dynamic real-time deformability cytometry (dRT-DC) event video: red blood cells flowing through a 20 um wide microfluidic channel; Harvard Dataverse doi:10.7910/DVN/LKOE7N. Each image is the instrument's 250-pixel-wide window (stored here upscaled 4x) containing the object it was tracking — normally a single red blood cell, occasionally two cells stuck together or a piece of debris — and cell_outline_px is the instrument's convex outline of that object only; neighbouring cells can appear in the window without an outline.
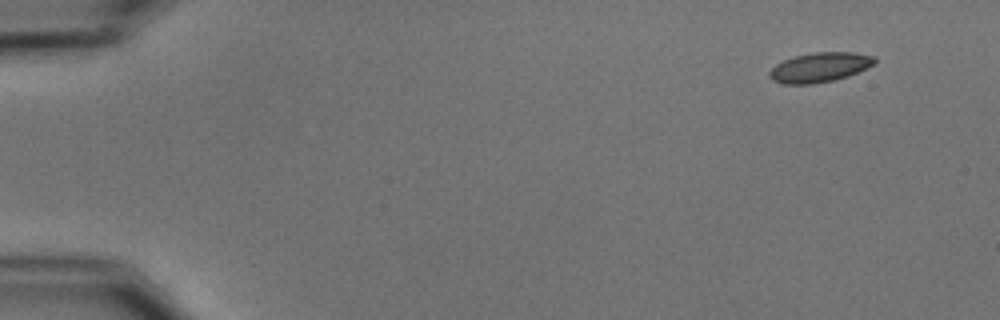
{"species": "common noctule bat (a hibernating species)", "species_latin": "Nyctalus noctula", "temperature_condition": "cold", "stored_images_in_passage": 43, "camera_frame_rate_fps": 3000, "um_per_image_px": 0.085, "animal": {"sex": "male", "body_mass_g": 15.6}, "frame": {"image": 1, "passage_image": 1, "time_ms": 0.0, "image_size_px": [1000, 320], "cell_outline_px": [[876, 64], [848, 76], [832, 80], [812, 84], [784, 84], [772, 80], [768, 76], [768, 72], [776, 64], [792, 56], [812, 52], [852, 52], [876, 56]], "centroid_in_image_um": [69.67, 5.71], "position_along_channel_um": 15.3, "area_um2": 18.32}}
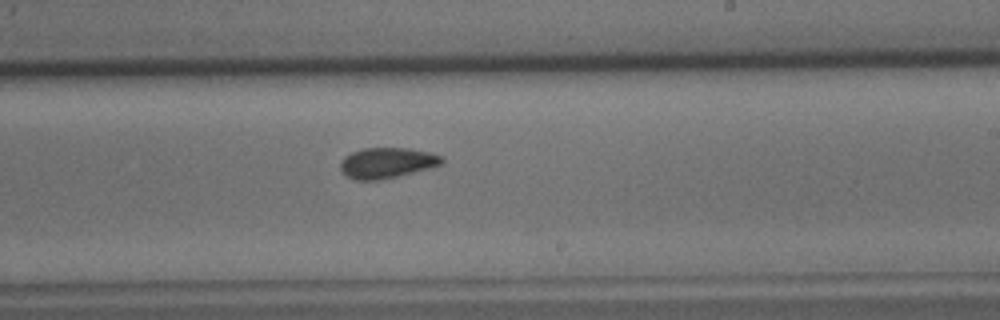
{"frame": {"image": 2, "passage_image": 30, "time_ms": 9.667, "image_size_px": [1000, 320], "cell_outline_px": [[444, 164], [380, 180], [356, 180], [348, 176], [340, 168], [340, 160], [344, 156], [352, 152], [364, 148], [408, 148], [428, 152], [444, 156]], "centroid_in_image_um": [32.9, 13.83], "position_along_channel_um": 256.1, "area_um2": 17.98}}
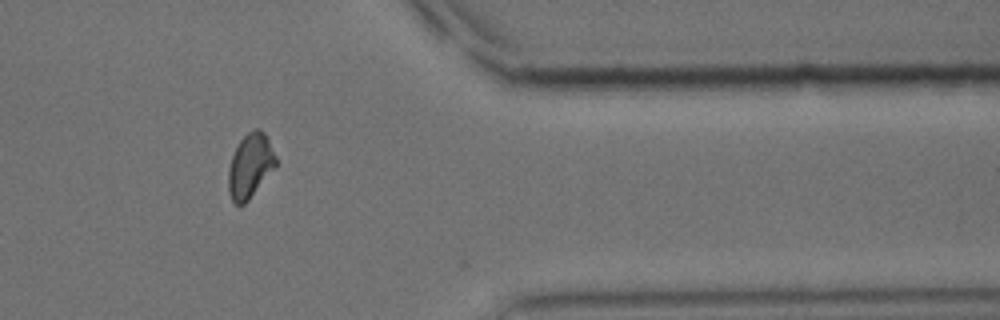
{"frame": {"image": 3, "passage_image": 42, "time_ms": 13.667, "image_size_px": [1000, 320], "cell_outline_px": [[276, 168], [248, 200], [244, 204], [236, 204], [232, 200], [228, 192], [228, 168], [232, 156], [240, 140], [248, 132], [256, 128], [260, 128], [264, 132], [276, 156]], "centroid_in_image_um": [21.27, 14.1], "position_along_channel_um": 390.1, "area_um2": 17.8}, "authors_computed_cell_mechanics": {"area_um2": 18.1492, "velocity_mm_per_s": 3.7181, "shape_relaxation_time_tau1_ms": 5.3596, "shape_relaxation_time_tau2_ms": 2.4703, "deformation_change_tau1": 0.1002, "deformation_change_tau2": 0.0608}}